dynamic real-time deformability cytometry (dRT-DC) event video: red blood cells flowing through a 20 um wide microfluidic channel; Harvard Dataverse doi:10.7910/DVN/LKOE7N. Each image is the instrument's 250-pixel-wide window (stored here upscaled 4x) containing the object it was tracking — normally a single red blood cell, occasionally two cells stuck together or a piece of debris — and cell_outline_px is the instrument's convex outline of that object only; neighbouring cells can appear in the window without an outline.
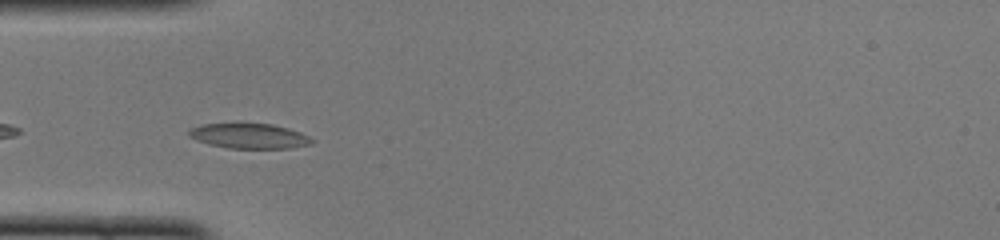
{"species": "common noctule bat (a hibernating species)", "species_latin": "Nyctalus noctula", "temperature_condition": "cold", "stored_images_in_passage": 36, "camera_frame_rate_fps": 3000, "um_per_image_px": 0.085, "animal": {"sex": "female", "body_mass_g": 22.0, "forearm_length_mm": 56.7}, "frame": {"image": 1, "passage_image": 2, "time_ms": 0.333, "image_size_px": [1000, 240], "cell_outline_px": [[316, 140], [312, 144], [288, 148], [228, 148], [208, 144], [196, 140], [188, 136], [188, 132], [192, 128], [204, 124], [236, 120], [240, 120], [272, 124], [288, 128], [300, 132]], "centroid_in_image_um": [21.15, 11.5], "position_along_channel_um": 63.8, "area_um2": 18.84}}
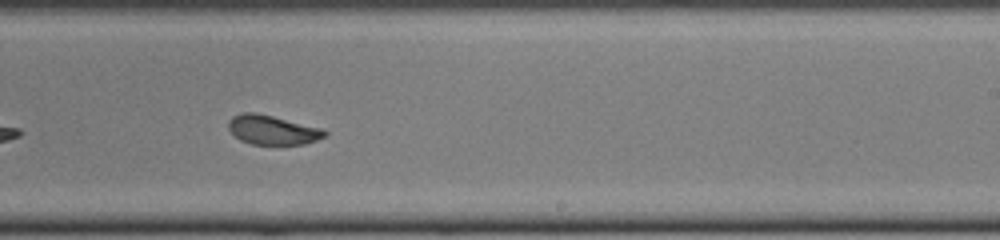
{"frame": {"image": 2, "passage_image": 17, "time_ms": 5.333, "image_size_px": [1000, 240], "cell_outline_px": [[328, 136], [304, 144], [252, 144], [240, 140], [228, 128], [228, 120], [232, 116], [244, 112], [256, 112], [320, 128], [328, 132]], "centroid_in_image_um": [23.15, 11.04], "position_along_channel_um": 265.9, "area_um2": 16.3}}
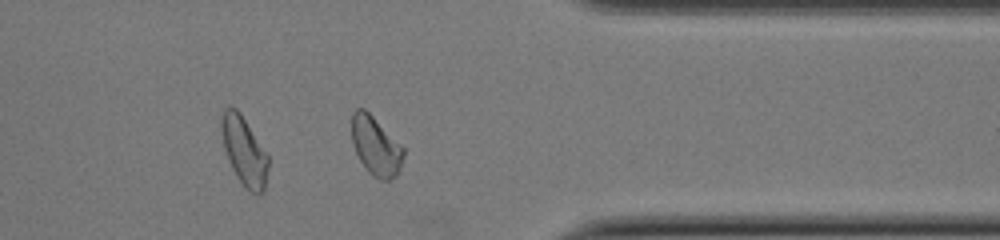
{"frame": {"image": 3, "passage_image": 26, "time_ms": 8.333, "image_size_px": [1000, 240], "cell_outline_px": [[404, 156], [396, 176], [388, 180], [380, 180], [372, 176], [364, 168], [352, 144], [352, 112], [356, 108], [364, 108], [404, 148]], "centroid_in_image_um": [31.92, 12.43], "position_along_channel_um": 379.5, "area_um2": 17.63}, "authors_computed_cell_mechanics": {"area_um2": 17.1955, "velocity_mm_per_s": 4.0637, "shape_relaxation_time_tau1_ms": 4.0347, "shape_relaxation_time_tau2_ms": 1.2239, "deformation_change_tau1": 0.1404, "deformation_change_tau2": 0.0586}}